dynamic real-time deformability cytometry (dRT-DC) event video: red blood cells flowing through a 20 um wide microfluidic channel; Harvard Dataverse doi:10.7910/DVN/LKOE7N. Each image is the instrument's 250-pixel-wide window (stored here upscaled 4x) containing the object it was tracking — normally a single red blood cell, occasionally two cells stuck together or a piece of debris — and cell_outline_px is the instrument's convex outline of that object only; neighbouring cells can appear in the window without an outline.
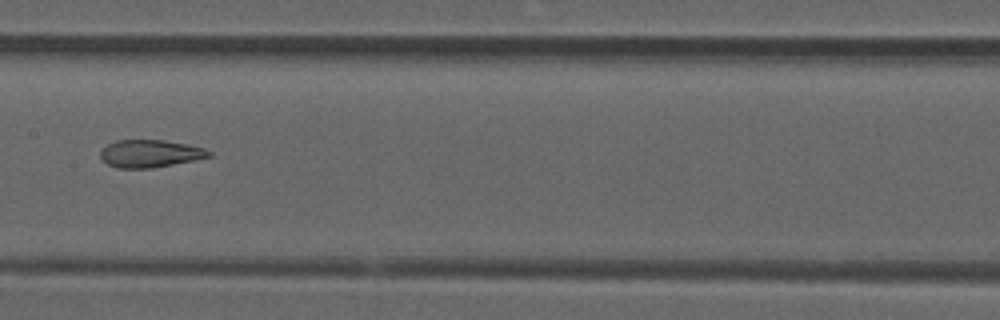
{"species": "common noctule bat (a hibernating species)", "species_latin": "Nyctalus noctula", "temperature_condition": "room temperature", "stored_images_in_passage": 10, "camera_frame_rate_fps": 3000, "um_per_image_px": 0.085, "animal": {"sex": "male", "forearm_length_mm": 52.5}, "frame": {"image": 1, "passage_image": 7, "time_ms": 2.0, "image_size_px": [1000, 320], "cell_outline_px": [[212, 156], [196, 160], [152, 168], [116, 168], [108, 164], [100, 156], [100, 152], [108, 144], [116, 140], [164, 140], [188, 144], [204, 148], [212, 152]], "centroid_in_image_um": [12.79, 13.05], "position_along_channel_um": 194.6, "area_um2": 17.46}}
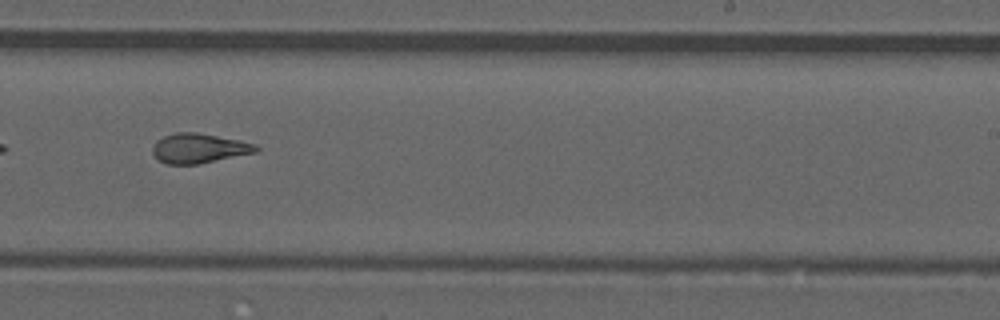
{"frame": {"image": 2, "passage_image": 9, "time_ms": 2.667, "image_size_px": [1000, 320], "cell_outline_px": [[260, 148], [256, 152], [196, 164], [168, 164], [160, 160], [152, 152], [152, 148], [156, 140], [164, 136], [176, 132], [196, 132], [256, 144]], "centroid_in_image_um": [16.88, 12.6], "position_along_channel_um": 272.1, "area_um2": 17.51}}
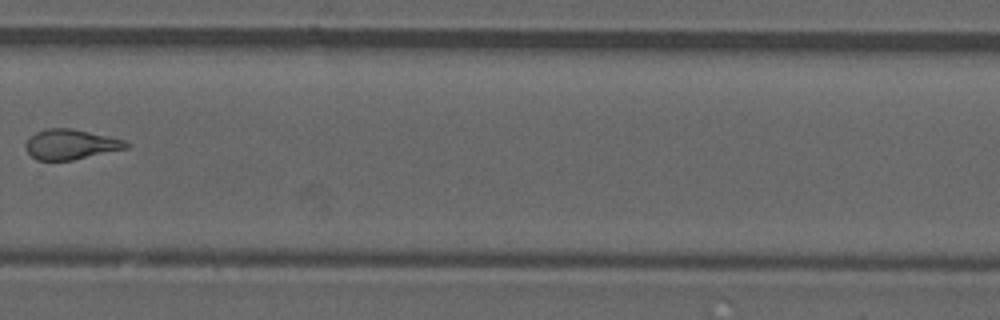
{"frame": {"image": 3, "passage_image": 10, "time_ms": 3.0, "image_size_px": [1000, 320], "cell_outline_px": [[128, 148], [72, 160], [36, 160], [28, 152], [24, 144], [28, 136], [36, 132], [48, 128], [72, 128], [108, 136], [124, 140], [128, 144]], "centroid_in_image_um": [5.97, 12.26], "position_along_channel_um": 323.8, "area_um2": 17.57}}